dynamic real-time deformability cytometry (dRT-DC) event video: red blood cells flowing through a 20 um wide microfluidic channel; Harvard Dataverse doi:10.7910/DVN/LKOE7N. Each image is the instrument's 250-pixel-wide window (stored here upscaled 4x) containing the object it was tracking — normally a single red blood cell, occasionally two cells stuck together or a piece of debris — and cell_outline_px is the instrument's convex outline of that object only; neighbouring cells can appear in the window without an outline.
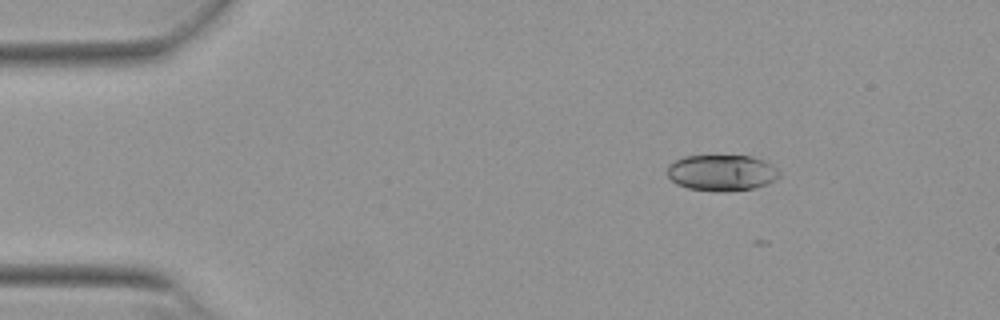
{"species": "Egyptian fruit bat (a non-hibernating species)", "species_latin": "Rousettus aegyptiacus", "temperature_condition": "warm", "stored_images_in_passage": 6, "camera_frame_rate_fps": 3000, "um_per_image_px": 0.085, "animal": {"sex": "female"}, "frame": {"image": 1, "passage_image": 1, "time_ms": 0.0, "image_size_px": [1000, 320], "cell_outline_px": [[780, 176], [776, 180], [768, 184], [752, 188], [724, 192], [716, 192], [688, 188], [676, 184], [668, 176], [668, 164], [684, 156], [752, 156], [764, 160], [772, 164], [780, 172]], "centroid_in_image_um": [61.37, 14.69], "position_along_channel_um": 23.6, "area_um2": 23.76}}